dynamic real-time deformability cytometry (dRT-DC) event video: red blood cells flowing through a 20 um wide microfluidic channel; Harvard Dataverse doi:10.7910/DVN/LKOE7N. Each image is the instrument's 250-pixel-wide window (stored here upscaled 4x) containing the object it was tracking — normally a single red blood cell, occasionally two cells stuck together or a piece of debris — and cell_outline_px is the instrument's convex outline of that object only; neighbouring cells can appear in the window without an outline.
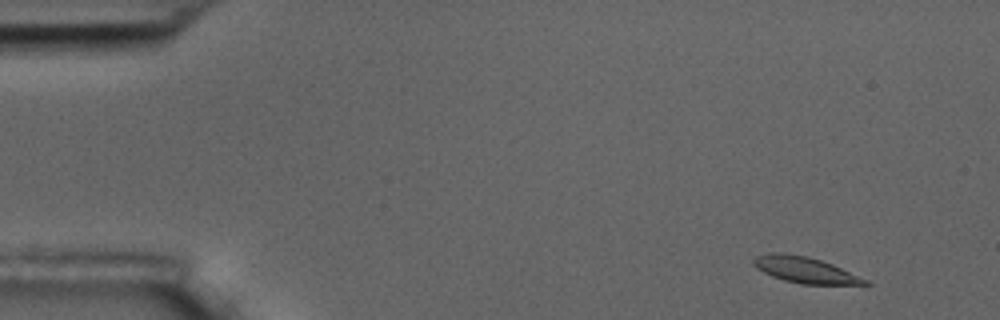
{"species": "common noctule bat (a hibernating species)", "species_latin": "Nyctalus noctula", "temperature_condition": "room temperature", "stored_images_in_passage": 7, "camera_frame_rate_fps": 3000, "um_per_image_px": 0.085, "animal": {"sex": "male", "body_mass_g": 17.5, "forearm_length_mm": 52.3}, "frame": {"image": 1, "passage_image": 1, "time_ms": 0.0, "image_size_px": [1000, 320], "cell_outline_px": [[872, 284], [800, 284], [784, 280], [772, 276], [756, 268], [752, 264], [752, 260], [756, 256], [768, 252], [784, 252], [808, 256], [832, 264], [868, 280]], "centroid_in_image_um": [68.37, 22.92], "position_along_channel_um": 16.6, "area_um2": 16.94}}
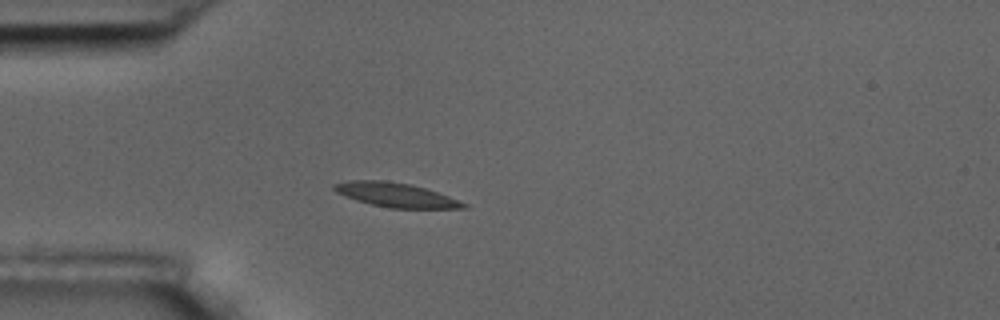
{"frame": {"image": 2, "passage_image": 4, "time_ms": 3.667, "image_size_px": [1000, 320], "cell_outline_px": [[468, 208], [392, 208], [372, 204], [356, 200], [336, 192], [332, 188], [332, 184], [348, 180], [384, 180], [412, 184], [460, 200], [468, 204]], "centroid_in_image_um": [33.63, 16.56], "position_along_channel_um": 51.4, "area_um2": 18.21}}